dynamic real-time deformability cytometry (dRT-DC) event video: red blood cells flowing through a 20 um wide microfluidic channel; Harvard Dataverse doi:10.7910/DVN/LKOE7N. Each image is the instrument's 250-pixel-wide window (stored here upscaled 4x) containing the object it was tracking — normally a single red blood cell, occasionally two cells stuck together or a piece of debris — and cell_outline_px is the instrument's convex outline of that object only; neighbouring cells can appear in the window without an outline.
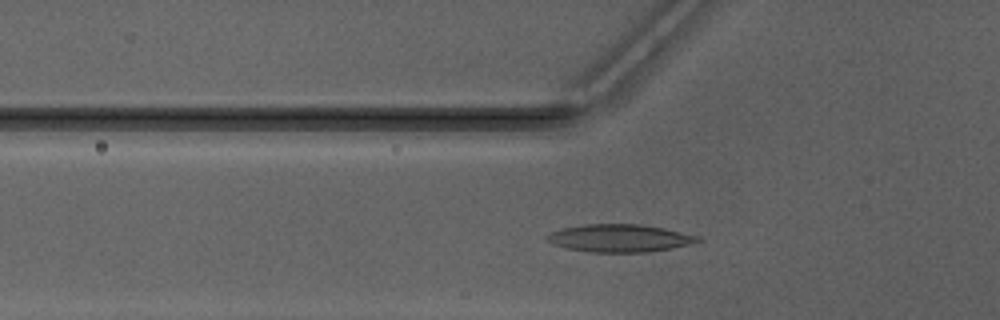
{"species": "Egyptian fruit bat (a non-hibernating species)", "species_latin": "Rousettus aegyptiacus", "temperature_condition": "warm", "stored_images_in_passage": 41, "camera_frame_rate_fps": 3000, "um_per_image_px": 0.085, "animal": {"sex": "male"}, "frame": {"image": 1, "passage_image": 14, "time_ms": 4.333, "image_size_px": [1000, 320], "cell_outline_px": [[700, 240], [688, 244], [672, 248], [648, 252], [588, 252], [564, 248], [552, 244], [544, 240], [544, 236], [552, 232], [564, 228], [584, 224], [640, 224], [664, 228], [700, 236]], "centroid_in_image_um": [52.61, 20.24], "position_along_channel_um": 73.2, "area_um2": 24.39}}
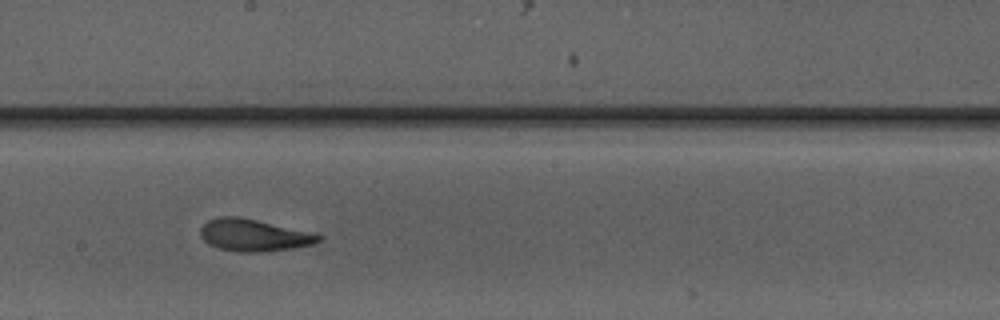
{"frame": {"image": 2, "passage_image": 25, "time_ms": 8.0, "image_size_px": [1000, 320], "cell_outline_px": [[324, 236], [320, 240], [312, 244], [292, 248], [260, 252], [240, 252], [220, 248], [208, 244], [200, 236], [200, 228], [208, 220], [220, 216], [240, 216]], "centroid_in_image_um": [21.51, 19.99], "position_along_channel_um": 226.7, "area_um2": 21.73}}
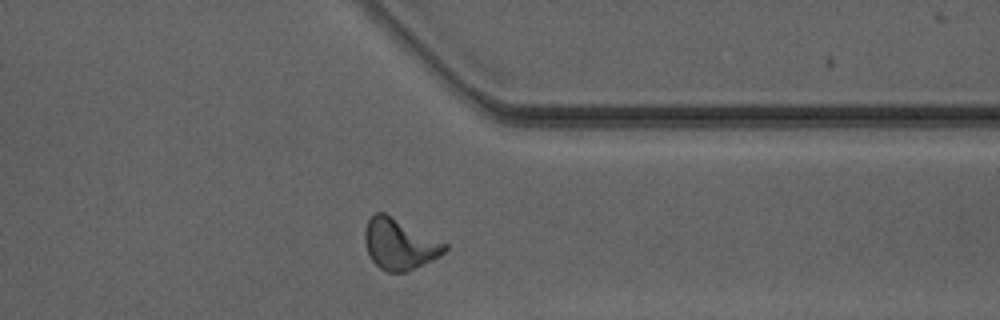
{"frame": {"image": 3, "passage_image": 36, "time_ms": 11.667, "image_size_px": [1000, 320], "cell_outline_px": [[448, 248], [440, 256], [408, 272], [388, 272], [380, 268], [372, 260], [368, 252], [364, 240], [364, 228], [368, 220], [376, 212], [384, 212], [448, 244]], "centroid_in_image_um": [33.95, 20.75], "position_along_channel_um": 377.4, "area_um2": 23.64}, "authors_computed_cell_mechanics": {"area_um2": 22.0796, "velocity_mm_per_s": 4.1901, "shape_relaxation_time_tau1_ms": 3.9099, "shape_relaxation_time_tau2_ms": 1.8298, "deformation_change_tau1": 0.1574, "deformation_change_tau2": 0.085}}